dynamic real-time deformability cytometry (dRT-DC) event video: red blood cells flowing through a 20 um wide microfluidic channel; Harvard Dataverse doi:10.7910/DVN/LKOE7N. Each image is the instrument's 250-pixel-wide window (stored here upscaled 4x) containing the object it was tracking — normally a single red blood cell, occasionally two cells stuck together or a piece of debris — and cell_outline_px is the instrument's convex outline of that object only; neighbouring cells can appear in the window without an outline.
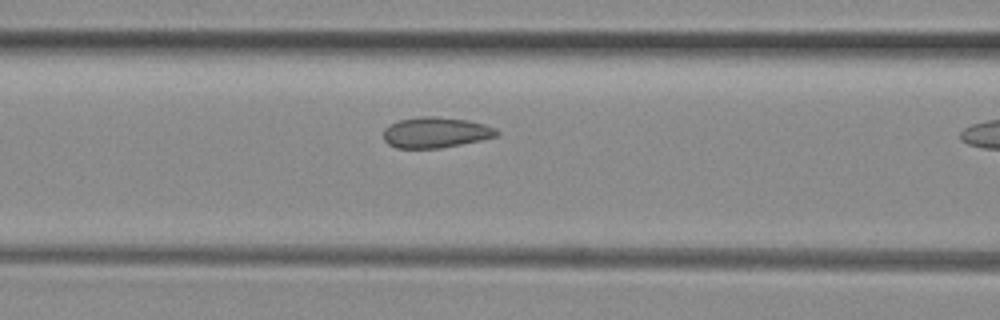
{"species": "common noctule bat (a hibernating species)", "species_latin": "Nyctalus noctula", "temperature_condition": "room temperature", "stored_images_in_passage": 20, "camera_frame_rate_fps": 3000, "um_per_image_px": 0.085, "animal": {"sex": "female", "body_mass_g": 29.2, "forearm_length_mm": 56.3}, "frame": {"image": 1, "passage_image": 12, "time_ms": 3.667, "image_size_px": [1000, 320], "cell_outline_px": [[500, 132], [496, 136], [480, 140], [440, 148], [396, 148], [388, 144], [384, 140], [384, 128], [400, 120], [420, 116], [436, 116], [468, 120], [484, 124], [496, 128]], "centroid_in_image_um": [37.03, 11.25], "position_along_channel_um": 129.6, "area_um2": 20.17}}
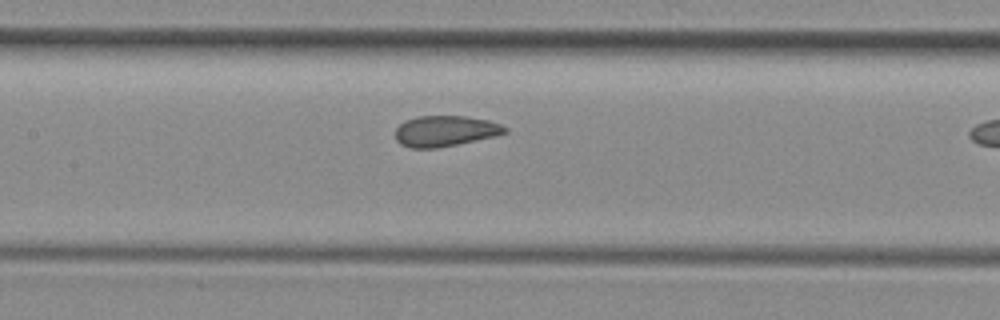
{"frame": {"image": 2, "passage_image": 15, "time_ms": 4.667, "image_size_px": [1000, 320], "cell_outline_px": [[508, 132], [492, 136], [456, 144], [436, 148], [408, 148], [400, 144], [396, 140], [396, 128], [404, 120], [416, 116], [464, 116], [488, 120], [500, 124], [508, 128]], "centroid_in_image_um": [37.79, 11.13], "position_along_channel_um": 169.6, "area_um2": 19.54}}